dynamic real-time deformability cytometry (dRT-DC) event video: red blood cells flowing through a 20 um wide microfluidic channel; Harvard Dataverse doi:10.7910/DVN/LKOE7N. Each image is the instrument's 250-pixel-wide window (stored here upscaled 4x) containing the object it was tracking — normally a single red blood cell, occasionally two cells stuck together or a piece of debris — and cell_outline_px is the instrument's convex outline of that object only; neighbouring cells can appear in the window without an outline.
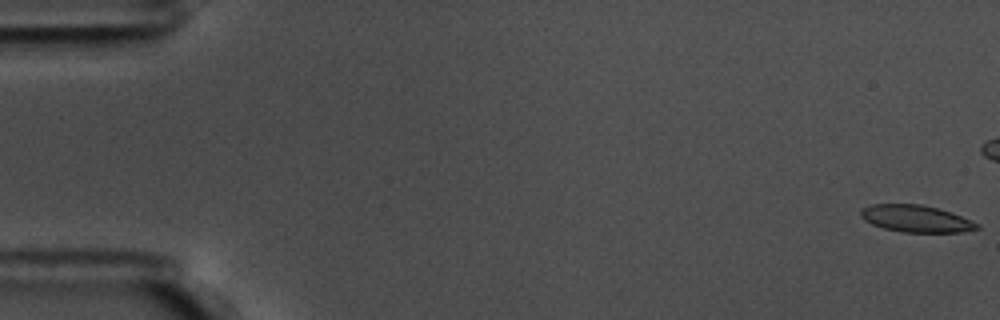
{"species": "common noctule bat (a hibernating species)", "species_latin": "Nyctalus noctula", "temperature_condition": "warm", "stored_images_in_passage": 47, "camera_frame_rate_fps": 3000, "um_per_image_px": 0.085, "animal": {"sex": "male", "body_mass_g": 17.5, "forearm_length_mm": 52.3}, "frame": {"image": 1, "passage_image": 1, "time_ms": 0.0, "image_size_px": [1000, 320], "cell_outline_px": [[976, 228], [956, 232], [908, 232], [888, 228], [876, 224], [868, 220], [864, 216], [864, 212], [868, 208], [876, 204], [916, 204], [936, 208], [948, 212], [968, 220], [976, 224]], "centroid_in_image_um": [77.9, 18.58], "position_along_channel_um": 7.1, "area_um2": 16.7}}
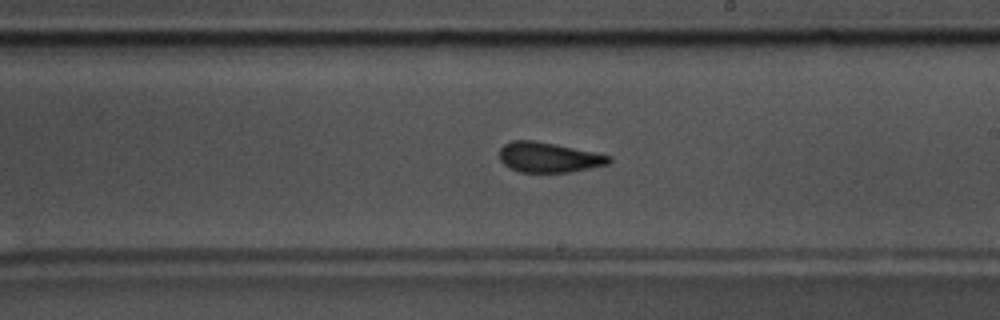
{"frame": {"image": 2, "passage_image": 34, "time_ms": 11.0, "image_size_px": [1000, 320], "cell_outline_px": [[608, 160], [604, 164], [560, 172], [524, 172], [512, 168], [500, 156], [500, 152], [508, 144], [520, 140], [524, 140], [548, 144], [608, 156]], "centroid_in_image_um": [46.57, 13.39], "position_along_channel_um": 242.4, "area_um2": 17.05}}